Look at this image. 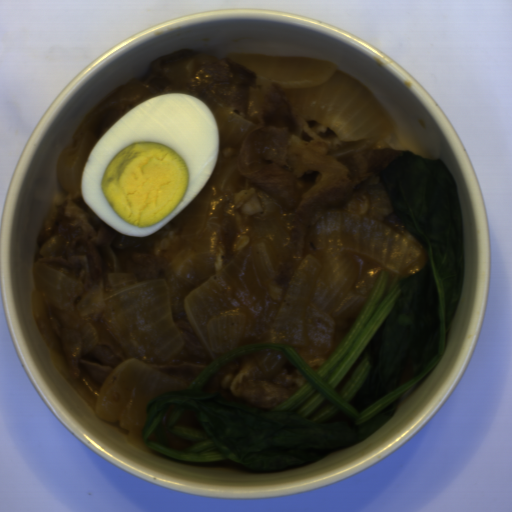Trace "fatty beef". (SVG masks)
Segmentation results:
<instances>
[{"label":"fatty beef","mask_w":512,"mask_h":512,"mask_svg":"<svg viewBox=\"0 0 512 512\" xmlns=\"http://www.w3.org/2000/svg\"><path fill=\"white\" fill-rule=\"evenodd\" d=\"M230 56L191 48L156 59L86 117L90 151L121 116L166 93L189 94L213 113L220 107L253 123L239 145L218 149L213 170L236 161L241 176L221 213L213 270L221 271L251 241L246 218L261 212L258 195L264 191L278 203L277 223L292 240L274 268L269 296L280 301L306 255L320 254L314 230L318 213L341 208L368 214L373 181H381L384 168L404 151L386 138L346 142L330 127L295 118L288 92Z\"/></svg>","instance_id":"8fa450e3"},{"label":"fatty beef","mask_w":512,"mask_h":512,"mask_svg":"<svg viewBox=\"0 0 512 512\" xmlns=\"http://www.w3.org/2000/svg\"><path fill=\"white\" fill-rule=\"evenodd\" d=\"M188 205L146 236L123 234L102 221L83 200L62 187L40 232L37 263L51 265L83 287L102 286L110 274H133L136 282L163 279L180 253Z\"/></svg>","instance_id":"1bbc456c"},{"label":"fatty beef","mask_w":512,"mask_h":512,"mask_svg":"<svg viewBox=\"0 0 512 512\" xmlns=\"http://www.w3.org/2000/svg\"><path fill=\"white\" fill-rule=\"evenodd\" d=\"M49 325L63 347L70 375L98 399L104 379L129 357L128 354L105 324L98 320L91 325L99 336L98 344L88 355H82L76 331L63 326L58 316L49 314Z\"/></svg>","instance_id":"51303b74"},{"label":"fatty beef","mask_w":512,"mask_h":512,"mask_svg":"<svg viewBox=\"0 0 512 512\" xmlns=\"http://www.w3.org/2000/svg\"><path fill=\"white\" fill-rule=\"evenodd\" d=\"M171 320L181 337L182 347L168 361L151 365L179 378L189 387L215 359L189 318L175 315Z\"/></svg>","instance_id":"2513f850"},{"label":"fatty beef","mask_w":512,"mask_h":512,"mask_svg":"<svg viewBox=\"0 0 512 512\" xmlns=\"http://www.w3.org/2000/svg\"><path fill=\"white\" fill-rule=\"evenodd\" d=\"M384 221L387 224V226L392 228L393 230H395L403 235L408 234V235L412 236V234L407 232L406 226L402 222V220L394 214L392 208H391V214L388 215Z\"/></svg>","instance_id":"6575b59f"},{"label":"fatty beef","mask_w":512,"mask_h":512,"mask_svg":"<svg viewBox=\"0 0 512 512\" xmlns=\"http://www.w3.org/2000/svg\"><path fill=\"white\" fill-rule=\"evenodd\" d=\"M365 307V303L358 309V311L351 317L341 322H338L334 337L329 345V349L324 354L311 355L303 350H300L294 346L295 350L300 359L306 364V366L313 372H317L320 367L329 359V357L335 352L338 345L351 330L354 324L357 322L360 314Z\"/></svg>","instance_id":"7934fd38"},{"label":"fatty beef","mask_w":512,"mask_h":512,"mask_svg":"<svg viewBox=\"0 0 512 512\" xmlns=\"http://www.w3.org/2000/svg\"><path fill=\"white\" fill-rule=\"evenodd\" d=\"M308 381L287 361L276 377H266L253 353L222 366L208 379L205 390L266 411L300 391Z\"/></svg>","instance_id":"5ad873be"}]
</instances>
